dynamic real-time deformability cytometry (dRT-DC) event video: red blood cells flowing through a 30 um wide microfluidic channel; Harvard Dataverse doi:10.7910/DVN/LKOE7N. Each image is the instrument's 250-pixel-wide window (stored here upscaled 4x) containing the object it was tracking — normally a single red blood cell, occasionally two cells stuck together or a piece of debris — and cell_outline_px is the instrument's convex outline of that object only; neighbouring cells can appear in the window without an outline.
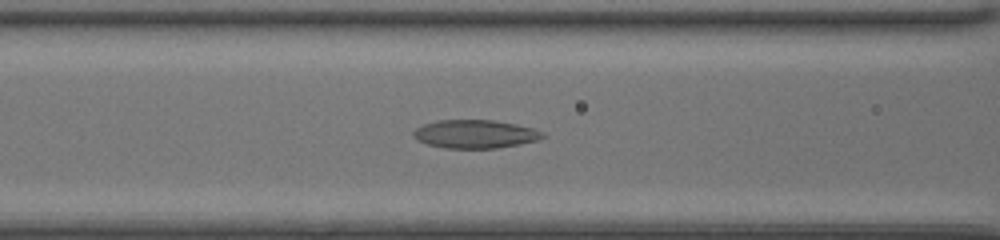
{"species": "common noctule bat (a hibernating species)", "species_latin": "Nyctalus noctula", "temperature_condition": "room temperature", "stored_images_in_passage": 36, "camera_frame_rate_fps": 3000, "um_per_image_px": 0.085, "animal": {"sex": "female", "body_mass_g": 20.0, "forearm_length_mm": 54.0}, "frame": {"image": 1, "passage_image": 13, "time_ms": 4.0, "image_size_px": [1000, 240], "cell_outline_px": [[548, 136], [540, 140], [520, 144], [496, 148], [444, 148], [428, 144], [416, 140], [412, 136], [412, 132], [416, 128], [424, 124], [436, 120], [492, 120], [516, 124], [532, 128], [544, 132]], "centroid_in_image_um": [40.4, 11.39], "position_along_channel_um": 126.2, "area_um2": 21.56}}
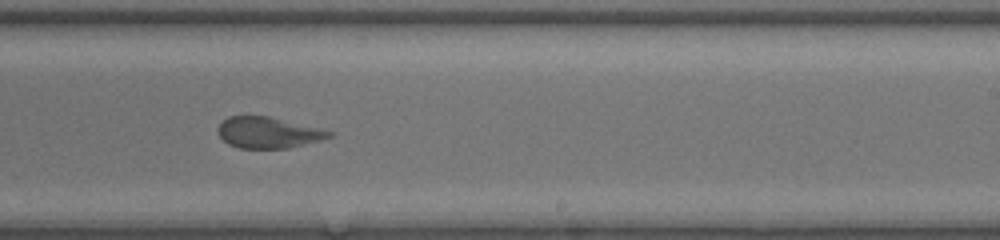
{"frame": {"image": 2, "passage_image": 23, "time_ms": 7.333, "image_size_px": [1000, 240], "cell_outline_px": [[336, 132], [332, 136], [320, 140], [288, 148], [240, 148], [228, 144], [220, 136], [216, 128], [228, 116], [268, 116], [320, 128]], "centroid_in_image_um": [22.8, 11.27], "position_along_channel_um": 266.2, "area_um2": 20.06}}
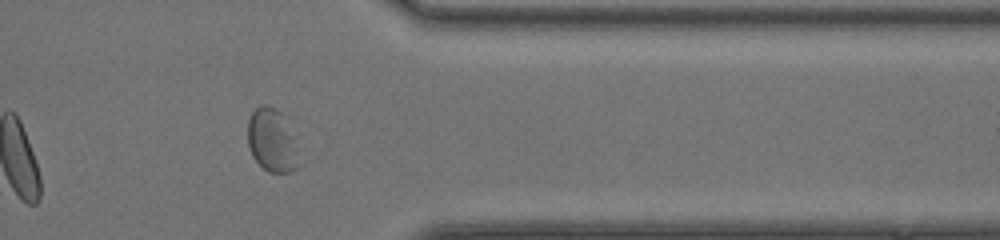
{"frame": {"image": 3, "passage_image": 32, "time_ms": 10.333, "image_size_px": [1000, 240], "cell_outline_px": [[300, 164], [296, 168], [288, 172], [268, 172], [252, 156], [248, 144], [248, 120], [252, 112], [260, 104], [264, 104], [280, 112], [296, 136]], "centroid_in_image_um": [23.15, 11.94], "position_along_channel_um": 388.3, "area_um2": 19.02}}